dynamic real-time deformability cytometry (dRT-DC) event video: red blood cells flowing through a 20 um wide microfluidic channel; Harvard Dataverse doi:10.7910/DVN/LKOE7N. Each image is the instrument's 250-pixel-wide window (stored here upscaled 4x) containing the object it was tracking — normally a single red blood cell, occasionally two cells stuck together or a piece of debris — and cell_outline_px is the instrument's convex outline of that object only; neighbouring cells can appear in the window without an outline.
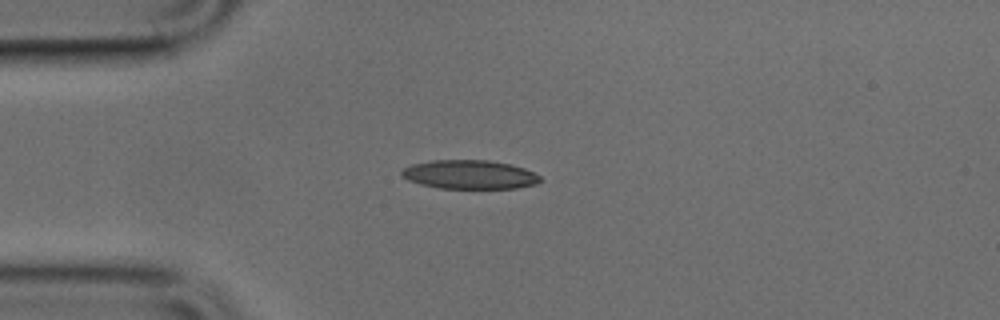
{"species": "common noctule bat (a hibernating species)", "species_latin": "Nyctalus noctula", "temperature_condition": "cold", "stored_images_in_passage": 38, "camera_frame_rate_fps": 3000, "um_per_image_px": 0.085, "animal": {"sex": "male", "body_mass_g": 17.9, "forearm_length_mm": 54.2}, "frame": {"image": 1, "passage_image": 1, "time_ms": 0.0, "image_size_px": [1000, 320], "cell_outline_px": [[544, 180], [536, 184], [516, 188], [440, 188], [420, 184], [408, 180], [400, 176], [400, 172], [404, 168], [412, 164], [432, 160], [488, 160], [508, 164], [524, 168], [540, 176]], "centroid_in_image_um": [39.9, 14.84], "position_along_channel_um": 45.1, "area_um2": 23.29}}
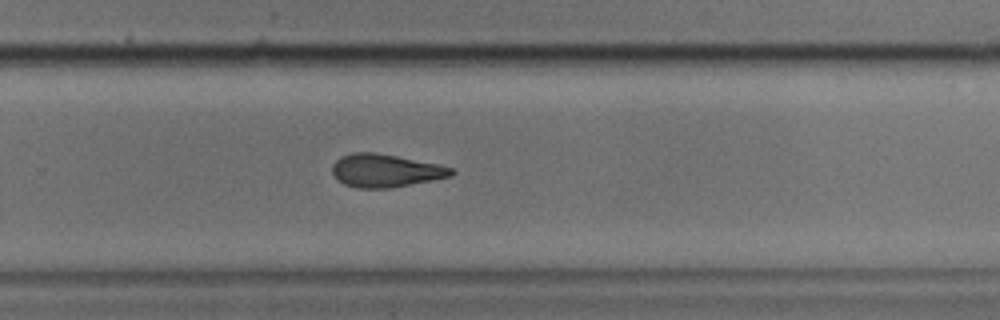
{"frame": {"image": 2, "passage_image": 21, "time_ms": 6.667, "image_size_px": [1000, 320], "cell_outline_px": [[456, 172], [452, 176], [392, 188], [356, 188], [344, 184], [336, 180], [332, 172], [332, 164], [340, 156], [352, 152], [372, 152], [396, 156], [436, 164], [452, 168]], "centroid_in_image_um": [32.72, 14.51], "position_along_channel_um": 297.1, "area_um2": 22.95}}
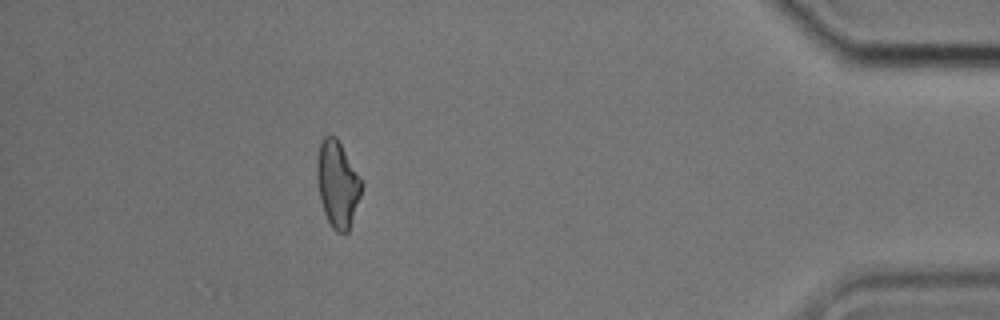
{"frame": {"image": 3, "passage_image": 33, "time_ms": 10.667, "image_size_px": [1000, 320], "cell_outline_px": [[364, 184], [348, 232], [336, 232], [332, 228], [324, 212], [320, 200], [316, 176], [316, 160], [320, 144], [324, 136], [336, 136]], "centroid_in_image_um": [28.67, 15.64], "position_along_channel_um": 406.5, "area_um2": 22.31}}